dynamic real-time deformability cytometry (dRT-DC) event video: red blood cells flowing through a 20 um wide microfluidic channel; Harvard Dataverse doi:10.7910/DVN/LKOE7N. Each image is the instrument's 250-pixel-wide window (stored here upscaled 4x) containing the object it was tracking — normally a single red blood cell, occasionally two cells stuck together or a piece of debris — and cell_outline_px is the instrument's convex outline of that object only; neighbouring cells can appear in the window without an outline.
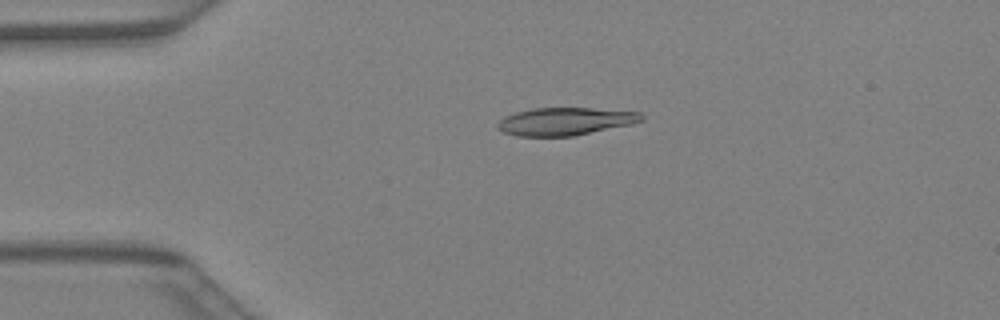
{"species": "Egyptian fruit bat (a non-hibernating species)", "species_latin": "Rousettus aegyptiacus", "temperature_condition": "warm", "stored_images_in_passage": 35, "camera_frame_rate_fps": 3000, "um_per_image_px": 0.085, "animal": {"sex": "female"}, "frame": {"image": 1, "passage_image": 3, "time_ms": 0.667, "image_size_px": [1000, 320], "cell_outline_px": [[644, 120], [632, 124], [572, 136], [516, 136], [504, 132], [496, 128], [496, 124], [504, 116], [516, 112], [532, 108], [592, 108], [640, 112], [644, 116]], "centroid_in_image_um": [48.03, 10.31], "position_along_channel_um": 37.0, "area_um2": 23.29}}
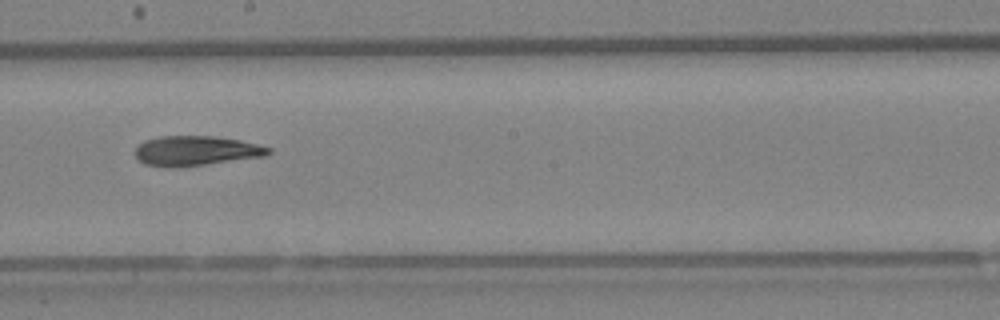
{"frame": {"image": 2, "passage_image": 17, "time_ms": 5.333, "image_size_px": [1000, 320], "cell_outline_px": [[272, 152], [264, 156], [204, 164], [172, 168], [144, 164], [136, 156], [136, 148], [144, 140], [160, 136], [212, 136], [240, 140], [272, 148]], "centroid_in_image_um": [16.64, 12.81], "position_along_channel_um": 231.6, "area_um2": 22.89}}
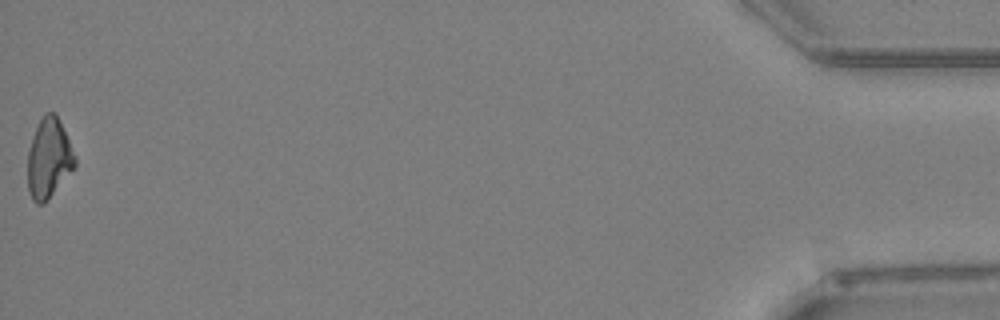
{"frame": {"image": 3, "passage_image": 35, "time_ms": 11.333, "image_size_px": [1000, 320], "cell_outline_px": [[76, 164], [44, 204], [36, 204], [32, 200], [28, 188], [28, 152], [32, 136], [44, 112], [56, 112], [76, 156]], "centroid_in_image_um": [4.14, 13.43], "position_along_channel_um": 431.1, "area_um2": 21.79}}